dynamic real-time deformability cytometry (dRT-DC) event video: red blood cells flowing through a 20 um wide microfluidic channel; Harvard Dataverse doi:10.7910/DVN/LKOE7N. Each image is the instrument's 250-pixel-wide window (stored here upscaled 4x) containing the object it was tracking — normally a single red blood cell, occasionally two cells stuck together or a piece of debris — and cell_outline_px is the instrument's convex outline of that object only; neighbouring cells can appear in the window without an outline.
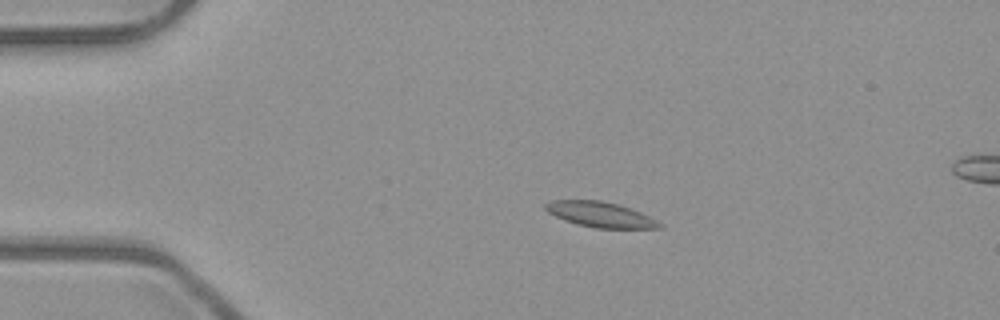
{"species": "common noctule bat (a hibernating species)", "species_latin": "Nyctalus noctula", "temperature_condition": "room temperature", "stored_images_in_passage": 45, "camera_frame_rate_fps": 3000, "um_per_image_px": 0.085, "animal": {"sex": "male", "body_mass_g": 23.1, "forearm_length_mm": 52.7}, "frame": {"image": 1, "passage_image": 11, "time_ms": 3.333, "image_size_px": [1000, 320], "cell_outline_px": [[664, 228], [596, 228], [576, 224], [564, 220], [548, 212], [544, 208], [544, 204], [552, 200], [600, 200], [620, 204], [632, 208], [664, 224]], "centroid_in_image_um": [51.05, 18.23], "position_along_channel_um": 34.0, "area_um2": 16.94}}
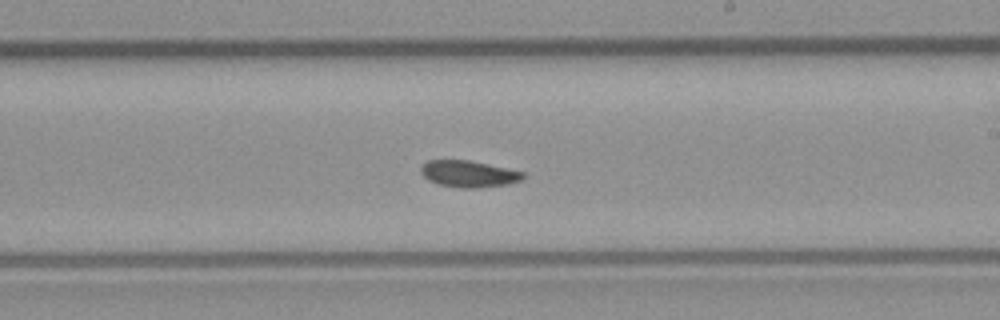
{"frame": {"image": 2, "passage_image": 31, "time_ms": 10.0, "image_size_px": [1000, 320], "cell_outline_px": [[524, 176], [520, 180], [508, 184], [476, 188], [460, 188], [440, 184], [428, 180], [420, 172], [420, 168], [428, 160], [468, 160], [524, 172]], "centroid_in_image_um": [39.81, 14.78], "position_along_channel_um": 249.2, "area_um2": 15.61}}
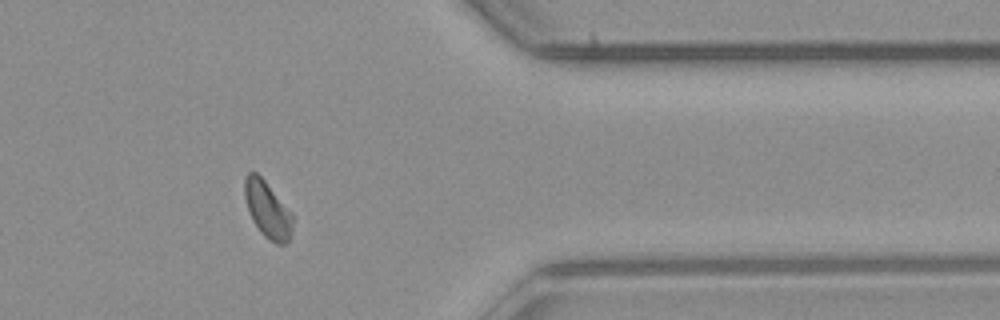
{"frame": {"image": 3, "passage_image": 43, "time_ms": 14.0, "image_size_px": [1000, 320], "cell_outline_px": [[292, 228], [288, 240], [284, 244], [276, 244], [268, 240], [260, 232], [252, 220], [244, 196], [244, 180], [248, 172], [256, 172], [264, 180], [292, 212]], "centroid_in_image_um": [22.73, 17.82], "position_along_channel_um": 388.7, "area_um2": 15.72}, "authors_computed_cell_mechanics": {"area_um2": 16.4152, "velocity_mm_per_s": 3.9387, "shape_relaxation_time_tau1_ms": 6.9331, "shape_relaxation_time_tau2_ms": 9.4859, "deformation_change_tau1": 0.1119, "deformation_change_tau2": 0.1102}}